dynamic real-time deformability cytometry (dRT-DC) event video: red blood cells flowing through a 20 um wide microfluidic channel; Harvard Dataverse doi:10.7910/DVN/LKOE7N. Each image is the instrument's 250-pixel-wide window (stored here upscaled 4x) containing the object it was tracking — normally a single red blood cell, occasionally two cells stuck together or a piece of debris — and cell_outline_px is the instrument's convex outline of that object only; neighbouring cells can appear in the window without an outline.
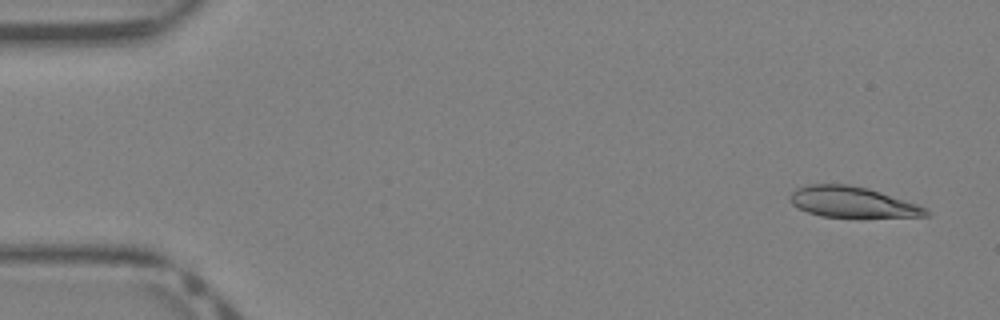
{"species": "Egyptian fruit bat (a non-hibernating species)", "species_latin": "Rousettus aegyptiacus", "temperature_condition": "warm", "stored_images_in_passage": 39, "camera_frame_rate_fps": 3000, "um_per_image_px": 0.085, "animal": {"sex": "female"}, "frame": {"image": 1, "passage_image": 1, "time_ms": 0.0, "image_size_px": [1000, 320], "cell_outline_px": [[928, 216], [820, 216], [808, 212], [792, 204], [788, 196], [796, 188], [804, 184], [848, 184], [868, 188], [928, 208]], "centroid_in_image_um": [72.38, 17.15], "position_along_channel_um": 12.6, "area_um2": 23.87}}
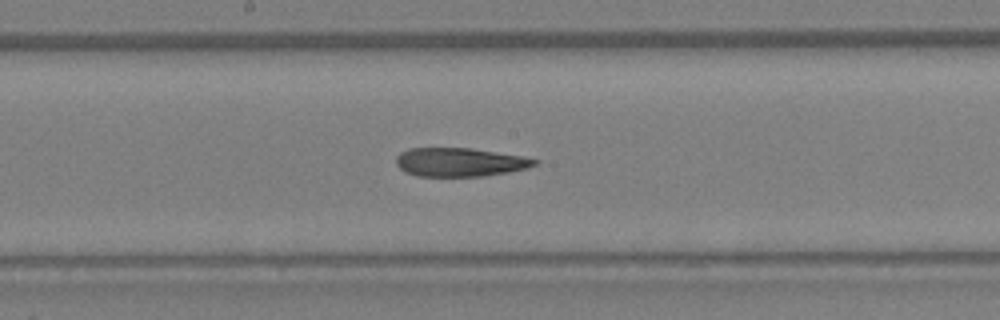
{"frame": {"image": 2, "passage_image": 20, "time_ms": 6.333, "image_size_px": [1000, 320], "cell_outline_px": [[540, 160], [536, 164], [528, 168], [508, 172], [484, 176], [416, 176], [404, 172], [396, 164], [396, 156], [400, 152], [408, 148], [468, 148], [524, 156]], "centroid_in_image_um": [39.07, 13.78], "position_along_channel_um": 209.1, "area_um2": 23.24}}
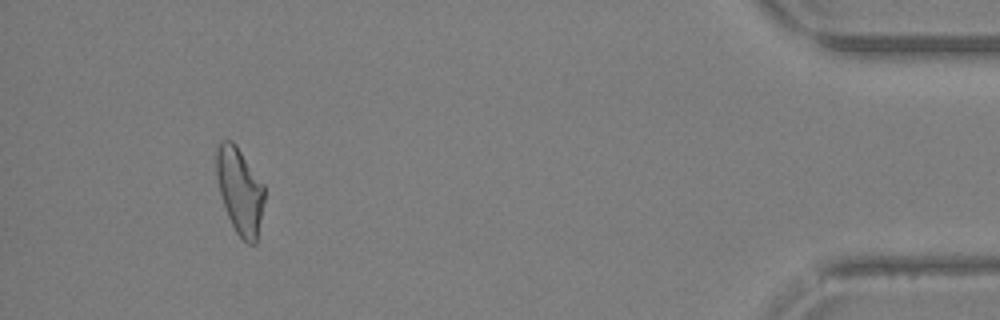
{"frame": {"image": 3, "passage_image": 36, "time_ms": 11.667, "image_size_px": [1000, 320], "cell_outline_px": [[264, 200], [256, 244], [248, 244], [236, 232], [228, 216], [220, 192], [216, 176], [216, 148], [220, 140], [232, 140], [236, 144], [264, 184]], "centroid_in_image_um": [20.38, 16.17], "position_along_channel_um": 414.8, "area_um2": 24.04}}